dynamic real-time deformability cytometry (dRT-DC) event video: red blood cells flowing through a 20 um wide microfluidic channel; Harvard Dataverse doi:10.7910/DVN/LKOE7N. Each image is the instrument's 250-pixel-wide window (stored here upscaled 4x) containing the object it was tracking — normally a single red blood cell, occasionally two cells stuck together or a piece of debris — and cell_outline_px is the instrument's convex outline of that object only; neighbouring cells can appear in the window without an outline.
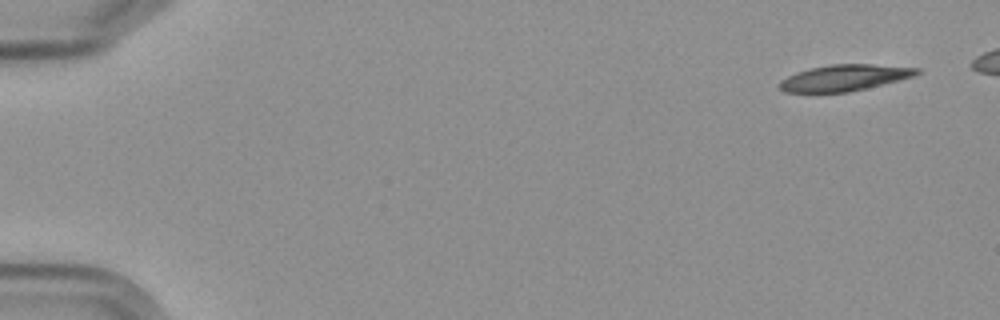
{"species": "Egyptian fruit bat (a non-hibernating species)", "species_latin": "Rousettus aegyptiacus", "temperature_condition": "cold", "stored_images_in_passage": 6, "camera_frame_rate_fps": 3000, "um_per_image_px": 0.085, "frame": {"image": 1, "passage_image": 1, "time_ms": 0.0, "image_size_px": [1000, 320], "cell_outline_px": [[920, 72], [916, 76], [848, 92], [784, 92], [780, 88], [780, 80], [796, 72], [828, 64], [872, 64], [920, 68]], "centroid_in_image_um": [71.79, 6.6], "position_along_channel_um": 13.2, "area_um2": 20.81}}